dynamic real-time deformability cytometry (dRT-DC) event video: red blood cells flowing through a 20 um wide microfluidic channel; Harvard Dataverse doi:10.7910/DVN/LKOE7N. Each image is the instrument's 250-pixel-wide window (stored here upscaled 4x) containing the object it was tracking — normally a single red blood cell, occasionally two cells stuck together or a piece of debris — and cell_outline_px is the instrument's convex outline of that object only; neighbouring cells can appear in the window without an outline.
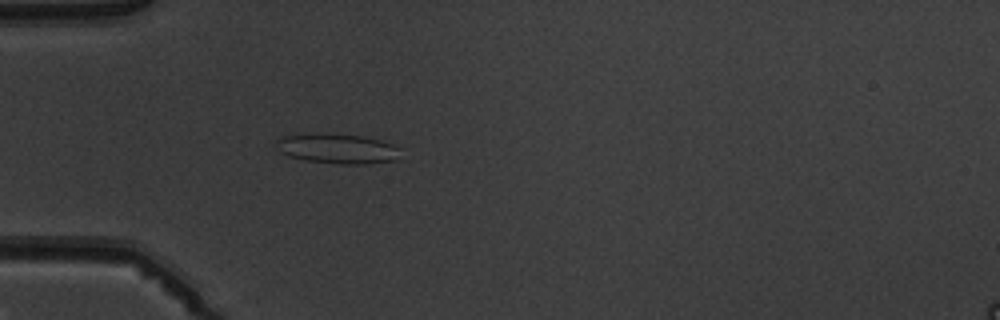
{"species": "common noctule bat (a hibernating species)", "species_latin": "Nyctalus noctula", "temperature_condition": "warm", "stored_images_in_passage": 5, "camera_frame_rate_fps": 3000, "um_per_image_px": 0.085, "animal": {"sex": "male", "body_mass_g": 19.5, "forearm_length_mm": 54.6}, "frame": {"image": 1, "passage_image": 5, "time_ms": 5.0, "image_size_px": [1000, 320], "cell_outline_px": [[400, 148], [396, 160], [364, 164], [340, 164], [304, 160], [288, 156], [280, 152], [276, 148], [276, 140], [284, 136], [328, 132], [364, 136], [380, 140], [392, 144]], "centroid_in_image_um": [28.66, 12.62], "position_along_channel_um": 56.3, "area_um2": 21.85}}